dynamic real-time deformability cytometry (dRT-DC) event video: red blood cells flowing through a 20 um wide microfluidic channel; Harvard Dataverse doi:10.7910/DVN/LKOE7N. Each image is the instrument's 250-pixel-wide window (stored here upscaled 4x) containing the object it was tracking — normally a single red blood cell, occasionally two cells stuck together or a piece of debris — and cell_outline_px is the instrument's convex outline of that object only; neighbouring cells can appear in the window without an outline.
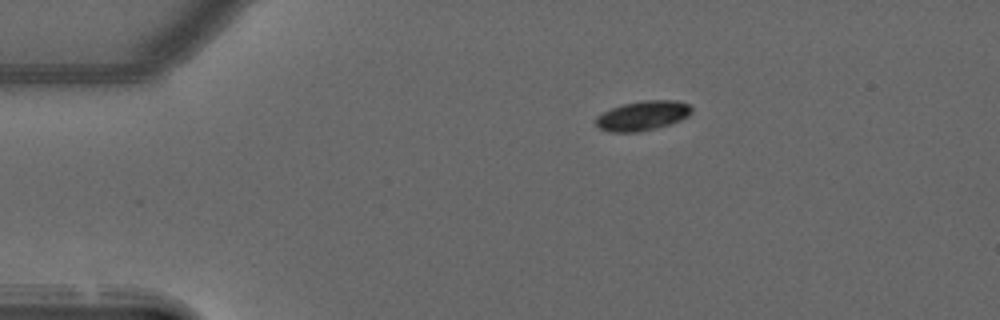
{"species": "common noctule bat (a hibernating species)", "species_latin": "Nyctalus noctula", "temperature_condition": "warm", "stored_images_in_passage": 43, "camera_frame_rate_fps": 3000, "um_per_image_px": 0.085, "animal": {"sex": "male", "forearm_length_mm": 52.5}, "frame": {"image": 1, "passage_image": 1, "time_ms": 0.0, "image_size_px": [1000, 320], "cell_outline_px": [[692, 112], [688, 116], [680, 120], [656, 128], [640, 132], [608, 132], [600, 128], [596, 124], [596, 116], [612, 108], [624, 104], [644, 100], [676, 100], [688, 104], [692, 108]], "centroid_in_image_um": [54.63, 9.83], "position_along_channel_um": 30.4, "area_um2": 16.42}}
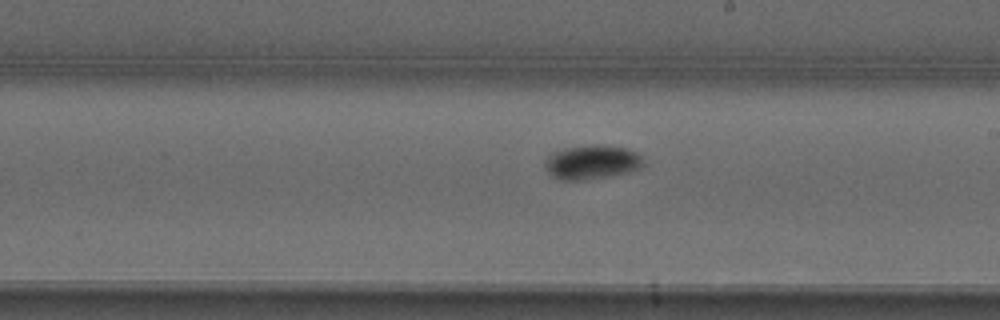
{"frame": {"image": 2, "passage_image": 21, "time_ms": 6.667, "image_size_px": [1000, 320], "cell_outline_px": [[644, 164], [640, 168], [608, 176], [580, 180], [560, 180], [552, 176], [548, 172], [544, 164], [544, 160], [552, 152], [564, 148], [592, 144], [600, 144], [624, 148], [636, 152], [640, 156]], "centroid_in_image_um": [50.25, 13.77], "position_along_channel_um": 238.7, "area_um2": 19.48}}
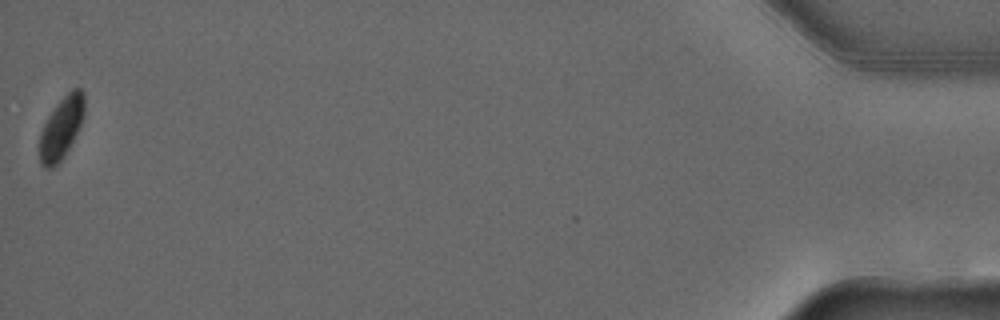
{"frame": {"image": 3, "passage_image": 43, "time_ms": 14.0, "image_size_px": [1000, 320], "cell_outline_px": [[84, 116], [68, 148], [60, 160], [52, 168], [44, 168], [40, 164], [40, 132], [48, 116], [56, 104], [72, 88], [80, 88], [84, 92]], "centroid_in_image_um": [5.2, 10.84], "position_along_channel_um": 430.0, "area_um2": 15.84}, "authors_computed_cell_mechanics": {"area_um2": 17.4556, "velocity_mm_per_s": 3.9492, "shape_relaxation_time_tau1_ms": 4.1591, "shape_relaxation_time_tau2_ms": null, "deformation_change_tau1": 0.0897, "deformation_change_tau2": null}}